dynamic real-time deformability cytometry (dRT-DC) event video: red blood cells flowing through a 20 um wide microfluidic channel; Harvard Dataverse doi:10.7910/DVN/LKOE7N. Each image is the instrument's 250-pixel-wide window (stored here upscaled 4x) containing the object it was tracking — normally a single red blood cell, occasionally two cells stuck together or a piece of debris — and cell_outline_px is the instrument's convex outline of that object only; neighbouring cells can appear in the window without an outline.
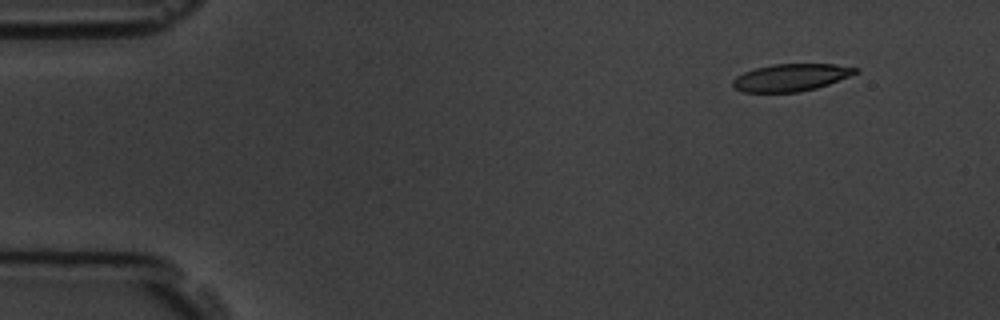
{"species": "common noctule bat (a hibernating species)", "species_latin": "Nyctalus noctula", "temperature_condition": "room temperature", "stored_images_in_passage": 5, "camera_frame_rate_fps": 3000, "um_per_image_px": 0.085, "animal": {"sex": "male", "body_mass_g": 19.5, "forearm_length_mm": 54.6}, "frame": {"image": 1, "passage_image": 2, "time_ms": 1.0, "image_size_px": [1000, 320], "cell_outline_px": [[860, 72], [828, 84], [816, 88], [800, 92], [744, 92], [736, 88], [732, 84], [732, 80], [736, 76], [744, 72], [756, 68], [772, 64], [836, 64], [860, 68]], "centroid_in_image_um": [67.26, 6.58], "position_along_channel_um": 17.7, "area_um2": 19.54}}